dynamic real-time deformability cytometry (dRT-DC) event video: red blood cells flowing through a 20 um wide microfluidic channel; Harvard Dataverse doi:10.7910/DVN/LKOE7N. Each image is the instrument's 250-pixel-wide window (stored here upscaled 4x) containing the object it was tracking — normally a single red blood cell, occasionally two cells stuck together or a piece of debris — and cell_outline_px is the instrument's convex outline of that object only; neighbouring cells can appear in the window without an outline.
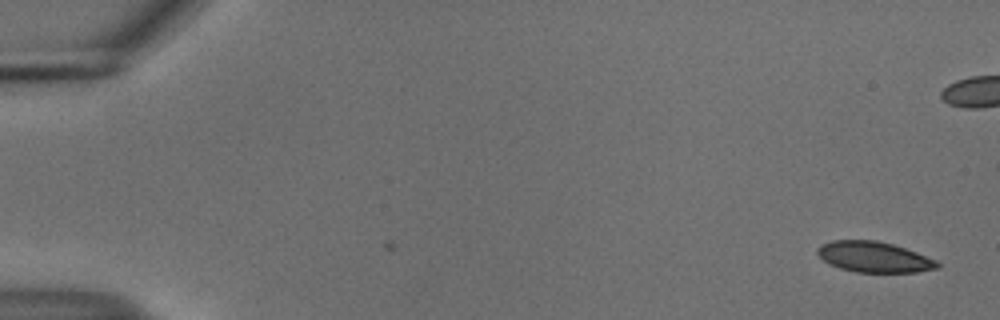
{"species": "common noctule bat (a hibernating species)", "species_latin": "Nyctalus noctula", "temperature_condition": "cold", "stored_images_in_passage": 2, "camera_frame_rate_fps": 3000, "um_per_image_px": 0.085, "animal": {"sex": "male", "body_mass_g": 18.8}, "frame": {"image": 1, "passage_image": 2, "time_ms": 0.333, "image_size_px": [1000, 320], "cell_outline_px": [[940, 268], [916, 272], [856, 272], [840, 268], [828, 264], [816, 252], [816, 248], [820, 244], [832, 240], [876, 240], [892, 244], [916, 252], [936, 260], [940, 264]], "centroid_in_image_um": [74.27, 21.84], "position_along_channel_um": 10.7, "area_um2": 21.44}}